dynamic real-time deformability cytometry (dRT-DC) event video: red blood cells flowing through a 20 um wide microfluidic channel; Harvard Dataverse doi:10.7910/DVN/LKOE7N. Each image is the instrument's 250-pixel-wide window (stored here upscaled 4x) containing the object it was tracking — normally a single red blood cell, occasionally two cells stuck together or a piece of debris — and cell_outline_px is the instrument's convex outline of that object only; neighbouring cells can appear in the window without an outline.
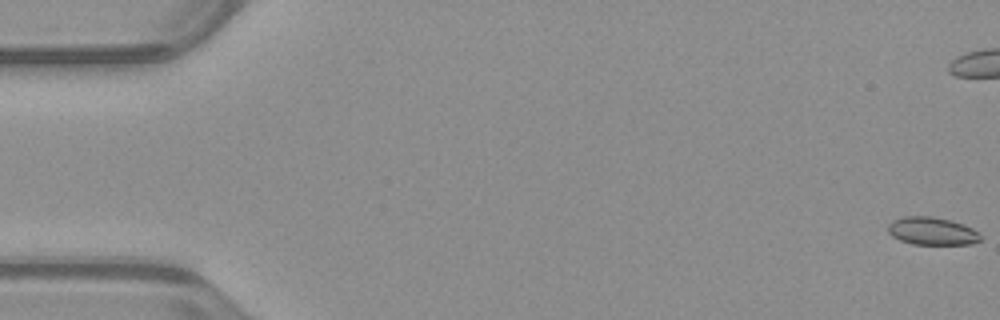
{"species": "common noctule bat (a hibernating species)", "species_latin": "Nyctalus noctula", "temperature_condition": "warm", "stored_images_in_passage": 54, "camera_frame_rate_fps": 3000, "um_per_image_px": 0.085, "animal": {"sex": "male", "body_mass_g": 23.1, "forearm_length_mm": 52.7}, "frame": {"image": 1, "passage_image": 1, "time_ms": 0.0, "image_size_px": [1000, 320], "cell_outline_px": [[980, 240], [972, 244], [912, 244], [900, 240], [892, 236], [888, 232], [888, 224], [892, 220], [904, 216], [932, 216], [964, 224], [980, 232]], "centroid_in_image_um": [79.21, 19.64], "position_along_channel_um": 5.8, "area_um2": 15.03}}
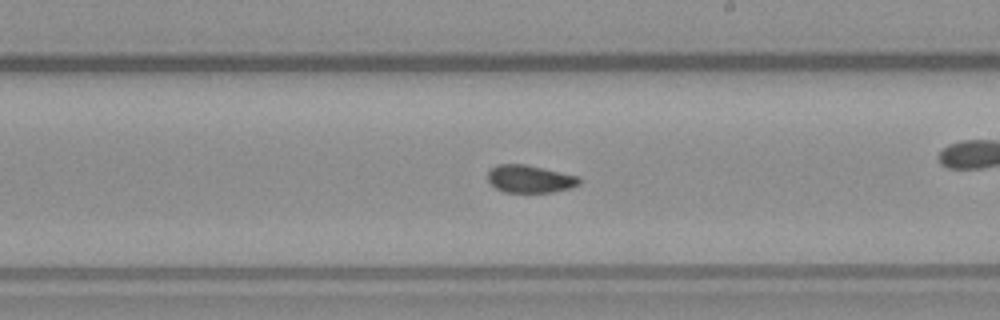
{"frame": {"image": 2, "passage_image": 31, "time_ms": 10.0, "image_size_px": [1000, 320], "cell_outline_px": [[580, 184], [572, 188], [552, 192], [504, 192], [496, 188], [488, 180], [488, 172], [496, 164], [528, 164], [580, 176]], "centroid_in_image_um": [45.08, 15.2], "position_along_channel_um": 243.9, "area_um2": 14.91}}
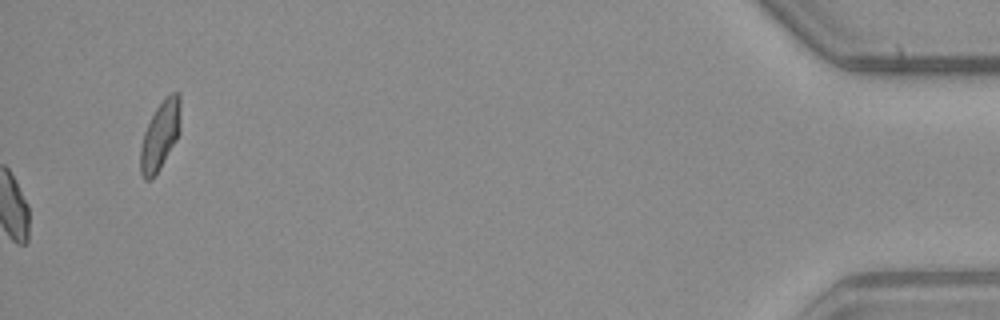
{"frame": {"image": 3, "passage_image": 54, "time_ms": 17.667, "image_size_px": [1000, 320], "cell_outline_px": [[180, 132], [176, 140], [160, 168], [152, 180], [144, 180], [140, 172], [140, 148], [144, 132], [156, 108], [172, 92], [180, 92]], "centroid_in_image_um": [13.61, 11.55], "position_along_channel_um": 421.6, "area_um2": 15.95}, "authors_computed_cell_mechanics": {"area_um2": 15.2592, "velocity_mm_per_s": 3.9647, "shape_relaxation_time_tau1_ms": null, "shape_relaxation_time_tau2_ms": 2.3011, "deformation_change_tau1": null, "deformation_change_tau2": 0.059}}